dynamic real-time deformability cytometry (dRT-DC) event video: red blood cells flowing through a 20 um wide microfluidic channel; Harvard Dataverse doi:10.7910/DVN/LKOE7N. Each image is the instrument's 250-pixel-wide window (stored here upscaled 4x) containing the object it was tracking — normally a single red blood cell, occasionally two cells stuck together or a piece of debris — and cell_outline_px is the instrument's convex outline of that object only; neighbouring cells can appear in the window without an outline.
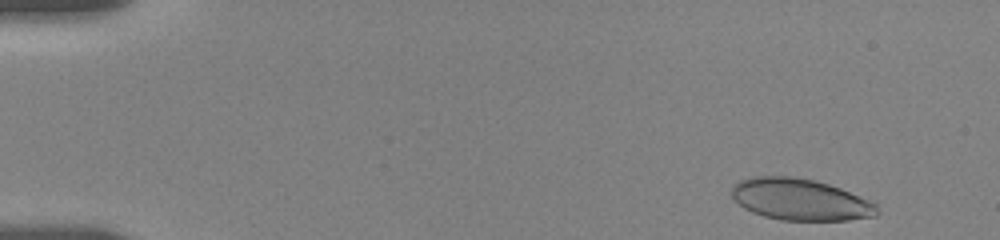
{"species": "human", "species_latin": "Homo sapiens", "temperature_condition": "room temperature", "stored_images_in_passage": 48, "camera_frame_rate_fps": 3000, "um_per_image_px": 0.085, "donor": {"sex": "female"}, "frame": {"image": 1, "passage_image": 2, "time_ms": 0.333, "image_size_px": [1000, 240], "cell_outline_px": [[880, 212], [876, 216], [848, 220], [780, 220], [764, 216], [752, 212], [744, 208], [732, 196], [732, 188], [740, 180], [752, 176], [792, 176], [812, 180], [828, 184], [840, 188], [868, 200], [876, 204]], "centroid_in_image_um": [68.02, 16.96], "position_along_channel_um": 17.0, "area_um2": 35.03}}
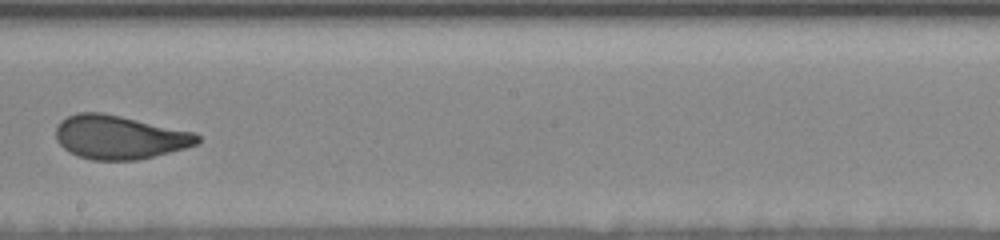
{"frame": {"image": 2, "passage_image": 27, "time_ms": 9.667, "image_size_px": [1000, 240], "cell_outline_px": [[200, 144], [136, 160], [92, 160], [68, 152], [56, 140], [56, 128], [60, 120], [76, 112], [100, 112], [120, 116], [196, 132], [200, 136]], "centroid_in_image_um": [10.15, 11.65], "position_along_channel_um": 238.1, "area_um2": 36.01}}
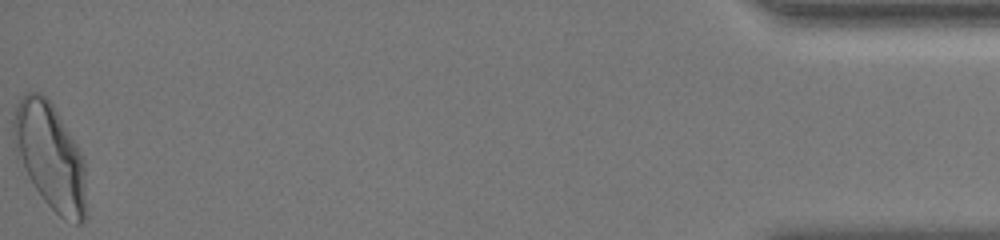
{"frame": {"image": 3, "passage_image": 48, "time_ms": 17.333, "image_size_px": [1000, 240], "cell_outline_px": [[84, 220], [80, 224], [76, 224], [60, 216], [44, 200], [36, 188], [16, 156], [12, 124], [12, 120], [16, 104], [28, 92], [40, 92], [52, 104], [76, 144], [84, 160]], "centroid_in_image_um": [4.23, 13.25], "position_along_channel_um": 431.0, "area_um2": 43.99}, "authors_computed_cell_mechanics": {"area_um2": 36.0961, "velocity_mm_per_s": 3.6484, "shape_relaxation_time_tau1_ms": 5.2303, "shape_relaxation_time_tau2_ms": 0.7843, "deformation_change_tau1": 0.1612, "deformation_change_tau2": 0.0585}}